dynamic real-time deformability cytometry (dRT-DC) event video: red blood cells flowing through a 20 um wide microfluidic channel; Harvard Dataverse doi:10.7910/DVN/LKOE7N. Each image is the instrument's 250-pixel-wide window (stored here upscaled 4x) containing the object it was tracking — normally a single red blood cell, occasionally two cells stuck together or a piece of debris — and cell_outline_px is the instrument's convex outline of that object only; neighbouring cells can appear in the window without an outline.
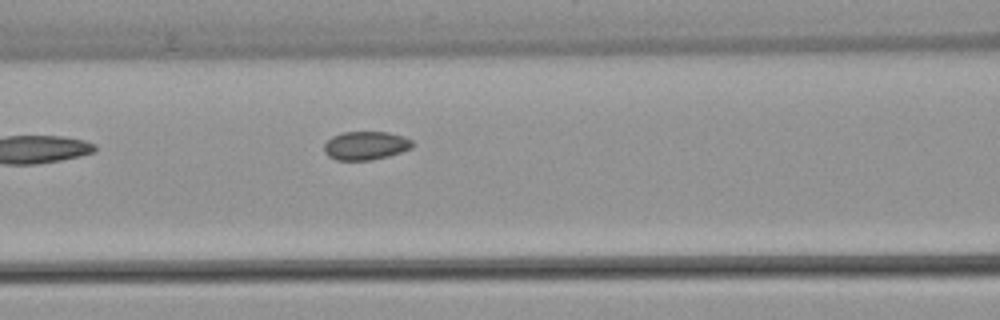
{"species": "common noctule bat (a hibernating species)", "species_latin": "Nyctalus noctula", "temperature_condition": "warm", "stored_images_in_passage": 6, "camera_frame_rate_fps": 3000, "um_per_image_px": 0.085, "animal": {"sex": "female", "body_mass_g": 22.7, "forearm_length_mm": 54.2}, "frame": {"image": 1, "passage_image": 6, "time_ms": 1.667, "image_size_px": [1000, 320], "cell_outline_px": [[412, 148], [388, 156], [372, 160], [336, 160], [328, 156], [324, 152], [324, 144], [332, 136], [344, 132], [388, 132], [404, 136], [412, 140]], "centroid_in_image_um": [31.07, 12.37], "position_along_channel_um": 135.5, "area_um2": 14.68}}